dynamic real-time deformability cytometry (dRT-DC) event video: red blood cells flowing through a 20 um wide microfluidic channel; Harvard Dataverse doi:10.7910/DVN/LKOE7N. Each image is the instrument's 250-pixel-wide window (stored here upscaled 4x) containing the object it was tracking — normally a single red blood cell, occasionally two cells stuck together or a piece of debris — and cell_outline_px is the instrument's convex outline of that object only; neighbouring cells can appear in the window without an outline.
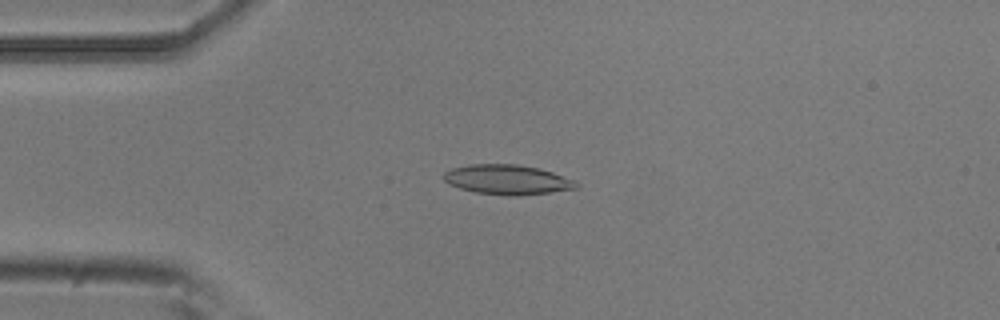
{"species": "common noctule bat (a hibernating species)", "species_latin": "Nyctalus noctula", "temperature_condition": "room temperature", "stored_images_in_passage": 54, "camera_frame_rate_fps": 3000, "um_per_image_px": 0.085, "animal": {"sex": "male", "body_mass_g": 20.5, "forearm_length_mm": 52.5}, "frame": {"image": 1, "passage_image": 13, "time_ms": 4.0, "image_size_px": [1000, 320], "cell_outline_px": [[580, 188], [520, 196], [504, 196], [476, 192], [460, 188], [448, 184], [444, 180], [444, 172], [452, 168], [468, 164], [516, 164], [540, 168], [576, 180], [580, 184]], "centroid_in_image_um": [43.16, 15.27], "position_along_channel_um": 41.8, "area_um2": 23.29}}
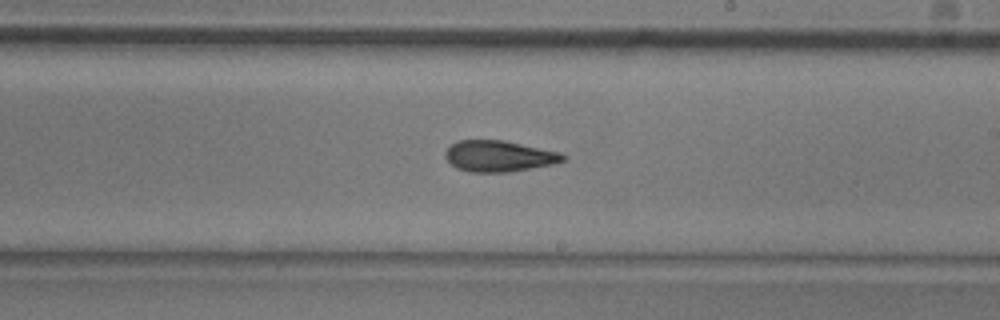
{"frame": {"image": 2, "passage_image": 31, "time_ms": 10.0, "image_size_px": [1000, 320], "cell_outline_px": [[568, 156], [564, 160], [552, 164], [508, 172], [468, 172], [456, 168], [444, 156], [444, 152], [456, 140], [504, 140], [560, 152]], "centroid_in_image_um": [42.39, 13.26], "position_along_channel_um": 246.6, "area_um2": 21.33}}
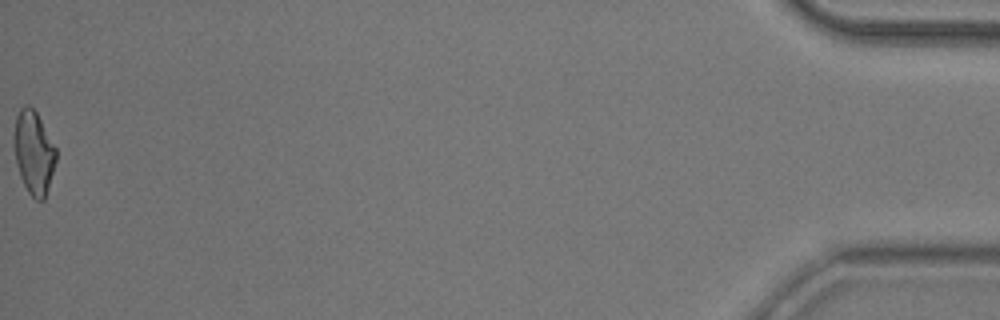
{"frame": {"image": 3, "passage_image": 54, "time_ms": 17.667, "image_size_px": [1000, 320], "cell_outline_px": [[56, 160], [48, 188], [44, 200], [36, 200], [28, 192], [20, 176], [16, 164], [12, 144], [12, 140], [16, 116], [20, 108], [24, 104], [28, 104], [36, 112], [56, 148]], "centroid_in_image_um": [2.83, 12.94], "position_along_channel_um": 432.4, "area_um2": 20.52}, "authors_computed_cell_mechanics": {"area_um2": 21.5016, "velocity_mm_per_s": 3.7582, "shape_relaxation_time_tau1_ms": 7.1809, "shape_relaxation_time_tau2_ms": 2.3941, "deformation_change_tau1": 0.1826, "deformation_change_tau2": 0.1049}}